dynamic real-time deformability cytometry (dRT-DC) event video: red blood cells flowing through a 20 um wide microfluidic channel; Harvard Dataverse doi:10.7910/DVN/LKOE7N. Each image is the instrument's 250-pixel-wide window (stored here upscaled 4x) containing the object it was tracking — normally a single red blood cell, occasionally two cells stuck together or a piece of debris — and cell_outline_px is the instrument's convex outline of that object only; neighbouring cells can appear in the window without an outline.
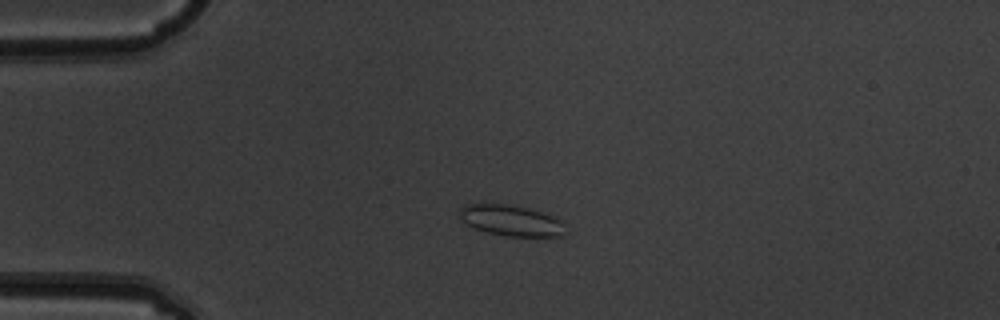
{"species": "common noctule bat (a hibernating species)", "species_latin": "Nyctalus noctula", "temperature_condition": "warm", "stored_images_in_passage": 8, "camera_frame_rate_fps": 3000, "um_per_image_px": 0.085, "animal": {"sex": "male", "body_mass_g": 19.5, "forearm_length_mm": 54.6}, "frame": {"image": 1, "passage_image": 4, "time_ms": 1.0, "image_size_px": [1000, 320], "cell_outline_px": [[564, 236], [508, 236], [488, 232], [476, 228], [460, 220], [460, 208], [464, 204], [504, 204], [528, 208], [552, 216], [560, 220]], "centroid_in_image_um": [43.39, 18.73], "position_along_channel_um": 41.6, "area_um2": 18.55}}
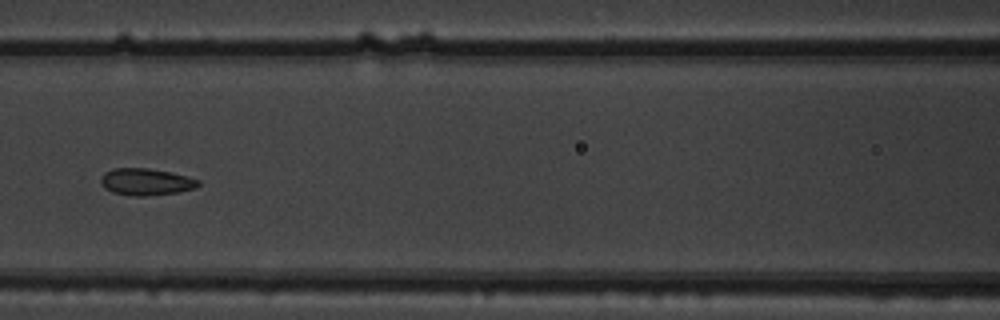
{"frame": {"image": 2, "passage_image": 7, "time_ms": 2.0, "image_size_px": [1000, 320], "cell_outline_px": [[200, 184], [196, 188], [180, 192], [148, 196], [132, 196], [112, 192], [104, 188], [100, 184], [100, 176], [104, 172], [112, 168], [148, 168], [168, 172], [200, 180]], "centroid_in_image_um": [12.37, 15.46], "position_along_channel_um": 154.2, "area_um2": 15.43}}
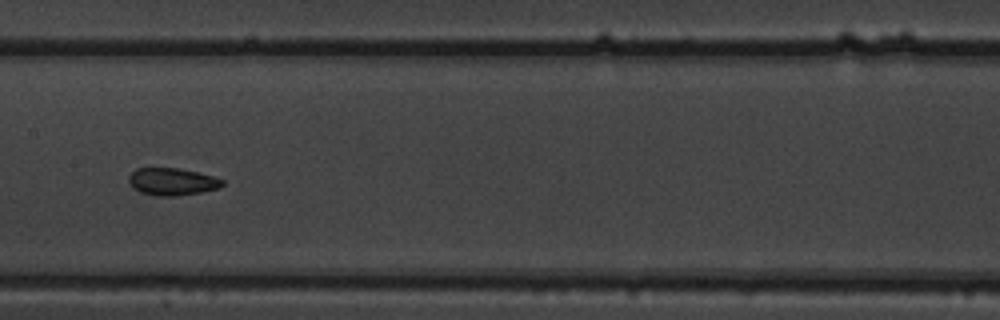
{"frame": {"image": 3, "passage_image": 8, "time_ms": 2.333, "image_size_px": [1000, 320], "cell_outline_px": [[224, 184], [220, 188], [200, 192], [176, 196], [156, 196], [140, 192], [132, 188], [128, 180], [128, 176], [136, 168], [176, 168], [196, 172], [212, 176], [224, 180]], "centroid_in_image_um": [14.6, 15.45], "position_along_channel_um": 192.8, "area_um2": 14.91}}